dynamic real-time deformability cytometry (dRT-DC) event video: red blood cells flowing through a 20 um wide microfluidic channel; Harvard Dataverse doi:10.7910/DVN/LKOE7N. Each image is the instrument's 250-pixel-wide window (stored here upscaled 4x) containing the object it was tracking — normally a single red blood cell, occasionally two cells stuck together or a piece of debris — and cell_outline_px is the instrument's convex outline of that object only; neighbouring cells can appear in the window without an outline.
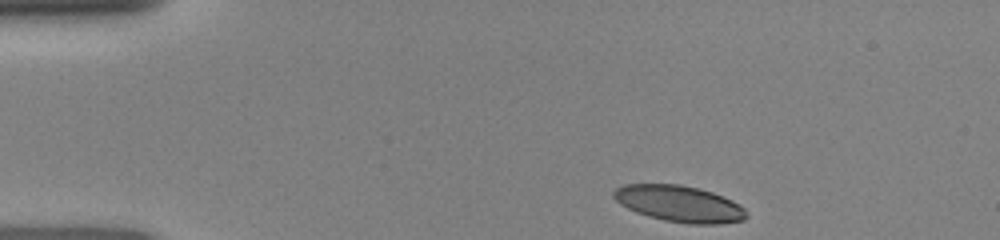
{"species": "human", "species_latin": "Homo sapiens", "temperature_condition": "room temperature", "stored_images_in_passage": 36, "camera_frame_rate_fps": 3000, "um_per_image_px": 0.085, "donor": {"sex": "female"}, "frame": {"image": 1, "passage_image": 1, "time_ms": 0.0, "image_size_px": [1000, 240], "cell_outline_px": [[748, 216], [744, 220], [720, 224], [688, 224], [664, 220], [648, 216], [636, 212], [620, 204], [612, 196], [612, 192], [616, 188], [624, 184], [680, 184], [712, 192], [732, 200], [744, 208]], "centroid_in_image_um": [57.73, 17.32], "position_along_channel_um": 27.3, "area_um2": 28.15}}
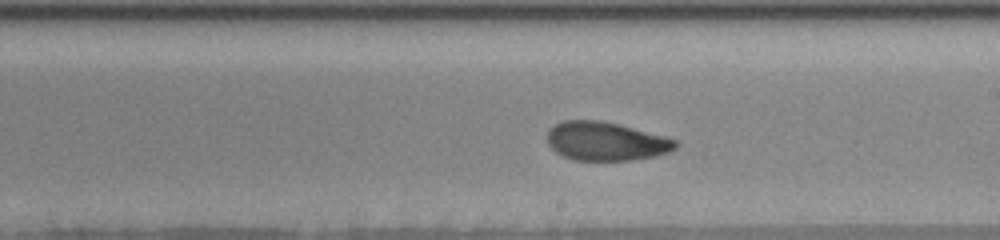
{"frame": {"image": 2, "passage_image": 21, "time_ms": 6.667, "image_size_px": [1000, 240], "cell_outline_px": [[676, 148], [668, 152], [652, 156], [632, 160], [576, 160], [564, 156], [556, 152], [548, 144], [548, 128], [564, 120], [600, 120], [664, 136], [676, 140]], "centroid_in_image_um": [51.46, 12.0], "position_along_channel_um": 237.5, "area_um2": 28.5}}
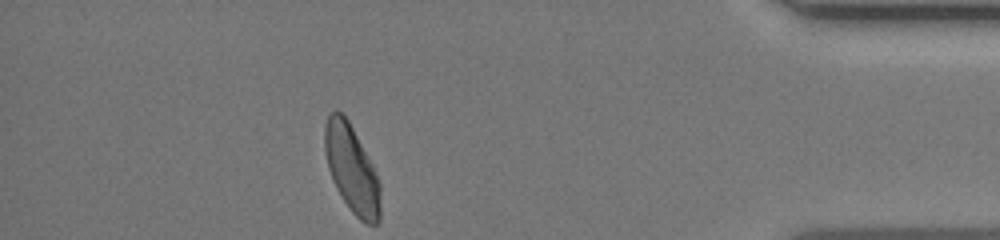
{"frame": {"image": 3, "passage_image": 36, "time_ms": 11.667, "image_size_px": [1000, 240], "cell_outline_px": [[380, 220], [376, 224], [364, 224], [352, 212], [336, 188], [332, 180], [328, 168], [324, 148], [324, 128], [328, 116], [332, 112], [340, 112], [348, 120], [372, 164], [380, 184]], "centroid_in_image_um": [29.89, 14.4], "position_along_channel_um": 405.3, "area_um2": 28.09}}